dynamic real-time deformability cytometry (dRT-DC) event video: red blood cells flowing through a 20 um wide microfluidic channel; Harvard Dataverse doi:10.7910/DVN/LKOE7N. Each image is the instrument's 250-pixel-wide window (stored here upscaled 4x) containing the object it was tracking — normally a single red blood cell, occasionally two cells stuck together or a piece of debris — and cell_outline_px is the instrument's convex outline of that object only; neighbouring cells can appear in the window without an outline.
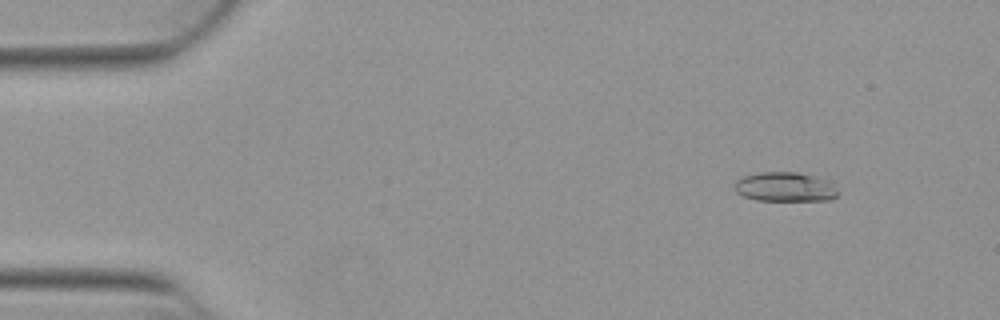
{"species": "Egyptian fruit bat (a non-hibernating species)", "species_latin": "Rousettus aegyptiacus", "temperature_condition": "warm", "stored_images_in_passage": 52, "camera_frame_rate_fps": 3000, "um_per_image_px": 0.085, "animal": {"sex": "female"}, "frame": {"image": 1, "passage_image": 5, "time_ms": 1.333, "image_size_px": [1000, 320], "cell_outline_px": [[836, 196], [832, 200], [756, 200], [744, 196], [736, 192], [732, 188], [732, 184], [740, 176], [760, 172], [796, 172], [828, 180], [832, 184], [836, 192]], "centroid_in_image_um": [66.64, 15.88], "position_along_channel_um": 18.4, "area_um2": 17.74}}
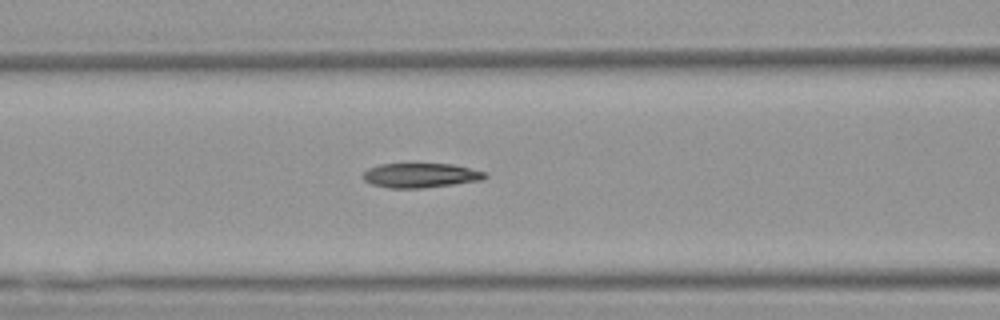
{"frame": {"image": 2, "passage_image": 21, "time_ms": 6.667, "image_size_px": [1000, 320], "cell_outline_px": [[488, 176], [480, 180], [424, 188], [388, 188], [372, 184], [364, 180], [364, 172], [368, 168], [380, 164], [452, 164], [488, 172]], "centroid_in_image_um": [35.76, 14.9], "position_along_channel_um": 130.8, "area_um2": 17.34}}
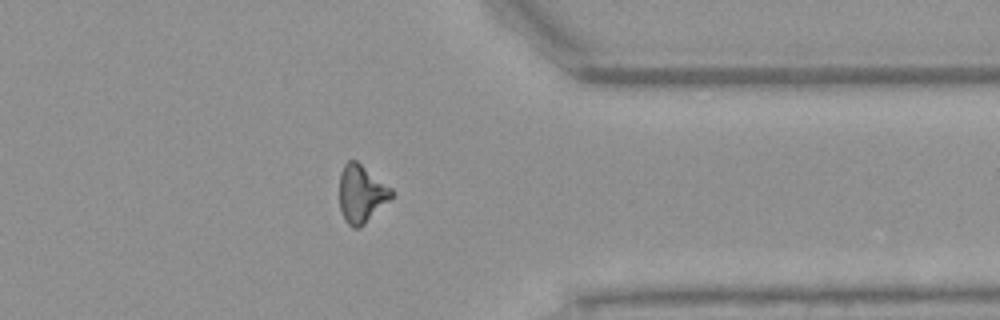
{"frame": {"image": 3, "passage_image": 41, "time_ms": 13.333, "image_size_px": [1000, 320], "cell_outline_px": [[392, 196], [360, 228], [352, 228], [344, 220], [340, 208], [340, 172], [344, 164], [348, 160], [356, 160], [392, 188]], "centroid_in_image_um": [30.68, 16.46], "position_along_channel_um": 380.7, "area_um2": 17.28}, "authors_computed_cell_mechanics": {"area_um2": 17.6001, "velocity_mm_per_s": 3.8973, "shape_relaxation_time_tau1_ms": null, "shape_relaxation_time_tau2_ms": 3.1615, "deformation_change_tau1": null, "deformation_change_tau2": 0.1226}}